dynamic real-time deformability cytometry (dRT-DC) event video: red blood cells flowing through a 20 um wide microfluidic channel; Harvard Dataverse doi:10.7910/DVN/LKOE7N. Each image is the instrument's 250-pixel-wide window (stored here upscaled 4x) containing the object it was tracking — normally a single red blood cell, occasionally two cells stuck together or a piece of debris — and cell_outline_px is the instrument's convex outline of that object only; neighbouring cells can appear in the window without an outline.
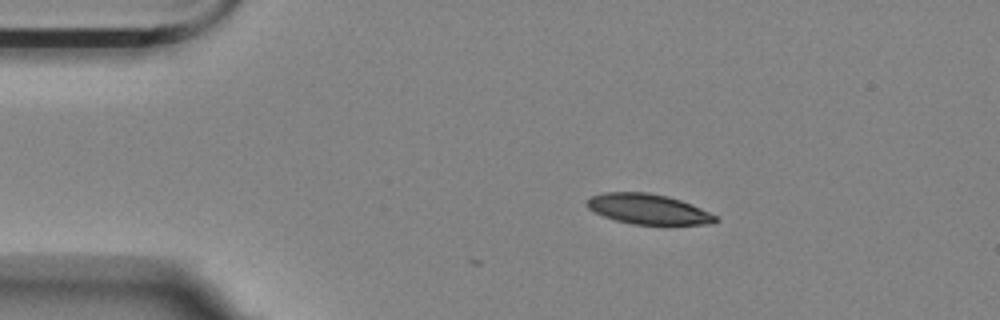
{"species": "Egyptian fruit bat (a non-hibernating species)", "species_latin": "Rousettus aegyptiacus", "temperature_condition": "room temperature", "stored_images_in_passage": 14, "camera_frame_rate_fps": 3000, "um_per_image_px": 0.085, "animal": {"sex": "female"}, "frame": {"image": 1, "passage_image": 1, "time_ms": 0.0, "image_size_px": [1000, 320], "cell_outline_px": [[720, 220], [712, 224], [632, 224], [616, 220], [604, 216], [588, 208], [584, 204], [592, 196], [604, 192], [648, 192], [668, 196], [692, 204], [716, 216]], "centroid_in_image_um": [55.1, 17.76], "position_along_channel_um": 29.9, "area_um2": 22.48}}
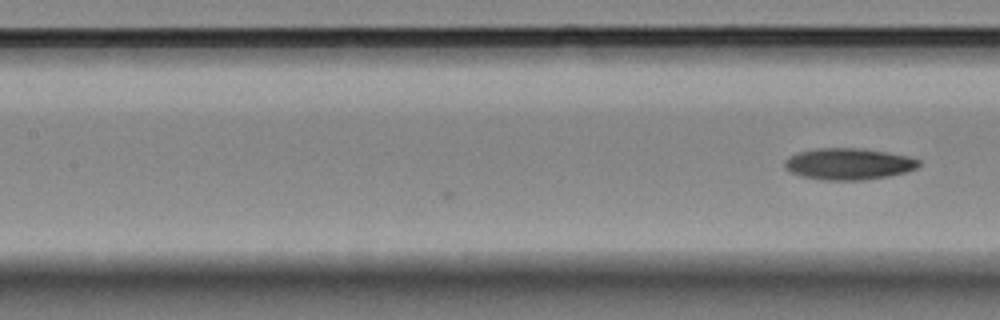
{"frame": {"image": 2, "passage_image": 14, "time_ms": 4.333, "image_size_px": [1000, 320], "cell_outline_px": [[920, 164], [916, 168], [904, 172], [888, 176], [860, 180], [820, 180], [800, 176], [784, 168], [784, 164], [792, 156], [800, 152], [820, 148], [864, 148], [908, 156], [920, 160]], "centroid_in_image_um": [72.15, 13.94], "position_along_channel_um": 135.3, "area_um2": 24.39}}